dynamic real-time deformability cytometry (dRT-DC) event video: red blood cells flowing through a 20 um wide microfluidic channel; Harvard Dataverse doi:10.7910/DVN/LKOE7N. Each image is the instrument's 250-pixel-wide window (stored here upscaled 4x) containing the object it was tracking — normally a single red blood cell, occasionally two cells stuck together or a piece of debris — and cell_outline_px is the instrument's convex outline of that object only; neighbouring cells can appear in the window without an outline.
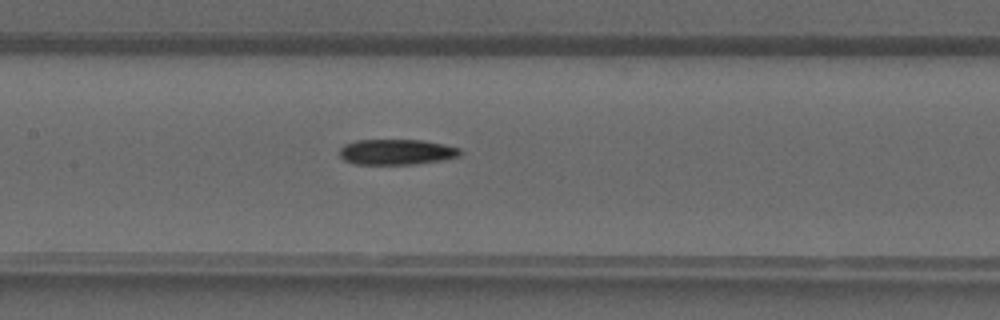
{"species": "common noctule bat (a hibernating species)", "species_latin": "Nyctalus noctula", "temperature_condition": "warm", "stored_images_in_passage": 40, "camera_frame_rate_fps": 3000, "um_per_image_px": 0.085, "animal": {"sex": "male", "forearm_length_mm": 52.5}, "frame": {"image": 1, "passage_image": 19, "time_ms": 6.0, "image_size_px": [1000, 320], "cell_outline_px": [[464, 152], [460, 156], [444, 160], [416, 164], [352, 164], [344, 160], [340, 156], [340, 148], [344, 144], [356, 140], [424, 140], [444, 144], [460, 148]], "centroid_in_image_um": [33.74, 12.92], "position_along_channel_um": 173.7, "area_um2": 18.21}}
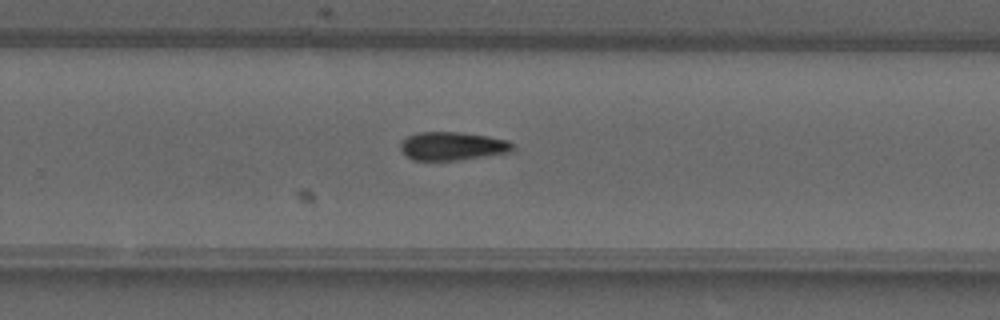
{"frame": {"image": 2, "passage_image": 26, "time_ms": 8.333, "image_size_px": [1000, 320], "cell_outline_px": [[516, 148], [512, 152], [460, 160], [412, 160], [400, 148], [400, 144], [408, 136], [416, 132], [460, 132], [488, 136], [508, 140]], "centroid_in_image_um": [38.5, 12.41], "position_along_channel_um": 291.3, "area_um2": 18.61}}
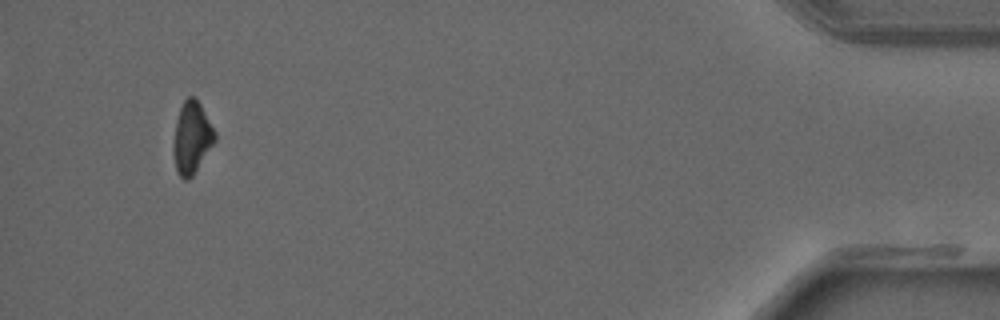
{"frame": {"image": 3, "passage_image": 38, "time_ms": 12.333, "image_size_px": [1000, 320], "cell_outline_px": [[216, 140], [192, 176], [188, 180], [184, 180], [176, 172], [172, 152], [172, 148], [176, 120], [180, 108], [184, 100], [188, 96], [192, 96], [200, 104], [216, 132]], "centroid_in_image_um": [16.28, 11.73], "position_along_channel_um": 418.9, "area_um2": 17.4}}